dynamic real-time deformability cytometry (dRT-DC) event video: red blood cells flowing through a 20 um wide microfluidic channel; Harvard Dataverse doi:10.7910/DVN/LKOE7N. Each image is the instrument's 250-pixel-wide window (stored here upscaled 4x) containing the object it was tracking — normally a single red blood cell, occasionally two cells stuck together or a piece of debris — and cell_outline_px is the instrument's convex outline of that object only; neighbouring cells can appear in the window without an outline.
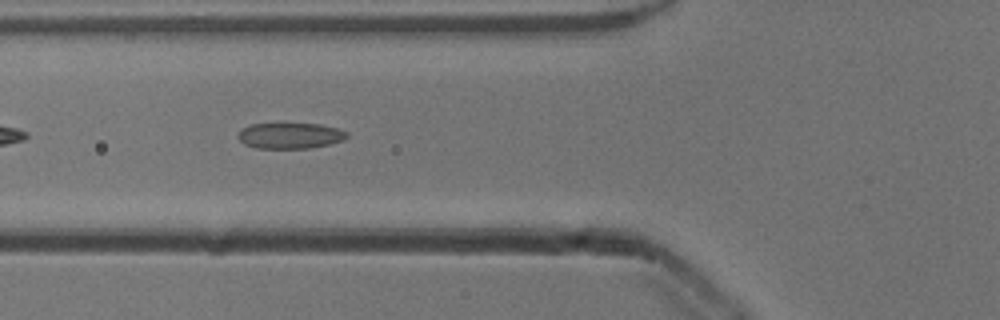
{"species": "common noctule bat (a hibernating species)", "species_latin": "Nyctalus noctula", "temperature_condition": "cold", "stored_images_in_passage": 21, "camera_frame_rate_fps": 3000, "um_per_image_px": 0.085, "animal": {"sex": "male", "body_mass_g": 13.3}, "frame": {"image": 1, "passage_image": 5, "time_ms": 1.333, "image_size_px": [1000, 320], "cell_outline_px": [[348, 136], [344, 140], [328, 144], [308, 148], [256, 148], [244, 144], [236, 136], [244, 128], [252, 124], [320, 124], [336, 128], [348, 132]], "centroid_in_image_um": [24.67, 11.53], "position_along_channel_um": 101.1, "area_um2": 16.18}}
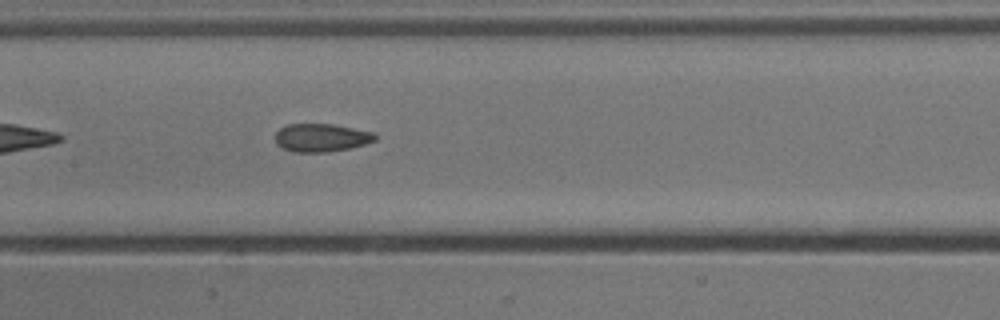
{"frame": {"image": 2, "passage_image": 11, "time_ms": 3.333, "image_size_px": [1000, 320], "cell_outline_px": [[376, 140], [364, 144], [348, 148], [328, 152], [292, 152], [280, 148], [276, 144], [276, 132], [280, 128], [288, 124], [332, 124], [372, 132], [376, 136]], "centroid_in_image_um": [27.26, 11.71], "position_along_channel_um": 180.1, "area_um2": 16.3}}
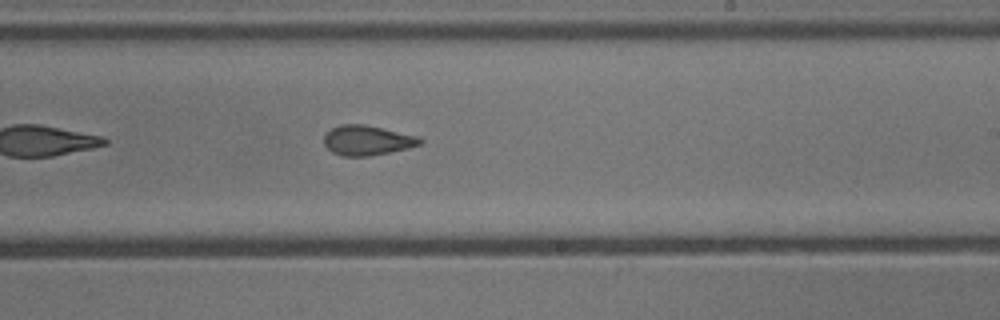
{"frame": {"image": 3, "passage_image": 17, "time_ms": 5.333, "image_size_px": [1000, 320], "cell_outline_px": [[424, 140], [420, 144], [408, 148], [368, 156], [344, 156], [332, 152], [324, 144], [324, 136], [332, 128], [340, 124], [364, 124], [420, 136]], "centroid_in_image_um": [31.23, 11.92], "position_along_channel_um": 257.8, "area_um2": 16.65}}